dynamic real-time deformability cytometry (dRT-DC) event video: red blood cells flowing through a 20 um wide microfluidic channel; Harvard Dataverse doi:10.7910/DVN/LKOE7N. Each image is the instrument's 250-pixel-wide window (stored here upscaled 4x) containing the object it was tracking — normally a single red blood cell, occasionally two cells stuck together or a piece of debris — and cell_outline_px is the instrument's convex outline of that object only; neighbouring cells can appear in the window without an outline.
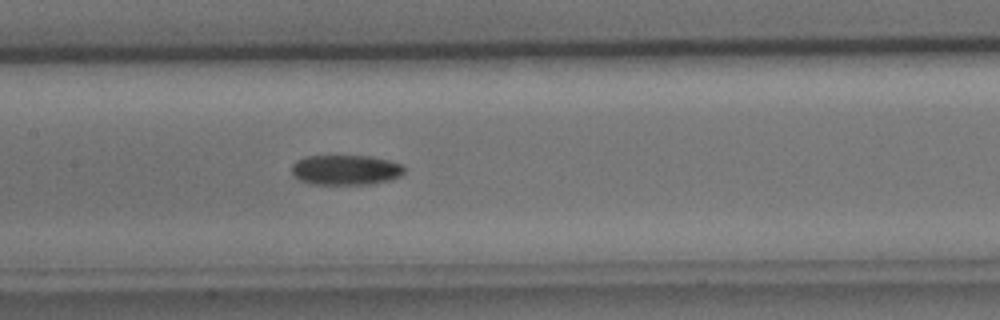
{"species": "common noctule bat (a hibernating species)", "species_latin": "Nyctalus noctula", "temperature_condition": "cold", "stored_images_in_passage": 9, "segment_of_instrument_passage": [1, 2], "camera_frame_rate_fps": 3000, "um_per_image_px": 0.085, "animal": {"sex": "male", "body_mass_g": 15.6}, "frame": {"image": 1, "passage_image": 8, "time_ms": 8.667, "image_size_px": [1000, 320], "cell_outline_px": [[404, 172], [400, 176], [388, 180], [368, 184], [312, 184], [300, 180], [292, 172], [292, 164], [296, 160], [304, 156], [368, 156], [388, 160], [400, 164], [404, 168]], "centroid_in_image_um": [29.35, 14.44], "position_along_channel_um": 178.0, "area_um2": 19.54}}